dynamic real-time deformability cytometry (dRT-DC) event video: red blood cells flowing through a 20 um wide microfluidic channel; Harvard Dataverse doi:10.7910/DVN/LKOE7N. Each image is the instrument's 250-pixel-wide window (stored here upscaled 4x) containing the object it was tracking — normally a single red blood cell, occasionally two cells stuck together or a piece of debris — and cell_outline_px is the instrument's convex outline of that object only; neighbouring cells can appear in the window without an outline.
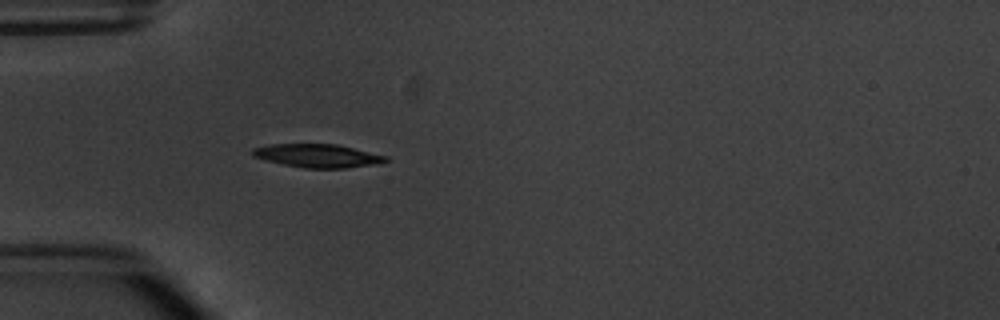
{"species": "common noctule bat (a hibernating species)", "species_latin": "Nyctalus noctula", "temperature_condition": "warm", "stored_images_in_passage": 4, "camera_frame_rate_fps": 3000, "um_per_image_px": 0.085, "animal": {"sex": "male", "body_mass_g": 20.1, "forearm_length_mm": 53.5}, "frame": {"image": 1, "passage_image": 4, "time_ms": 3.667, "image_size_px": [1000, 320], "cell_outline_px": [[388, 160], [380, 164], [344, 168], [304, 168], [264, 160], [252, 156], [252, 148], [268, 144], [336, 144], [388, 156]], "centroid_in_image_um": [27.0, 13.24], "position_along_channel_um": 58.0, "area_um2": 18.21}}